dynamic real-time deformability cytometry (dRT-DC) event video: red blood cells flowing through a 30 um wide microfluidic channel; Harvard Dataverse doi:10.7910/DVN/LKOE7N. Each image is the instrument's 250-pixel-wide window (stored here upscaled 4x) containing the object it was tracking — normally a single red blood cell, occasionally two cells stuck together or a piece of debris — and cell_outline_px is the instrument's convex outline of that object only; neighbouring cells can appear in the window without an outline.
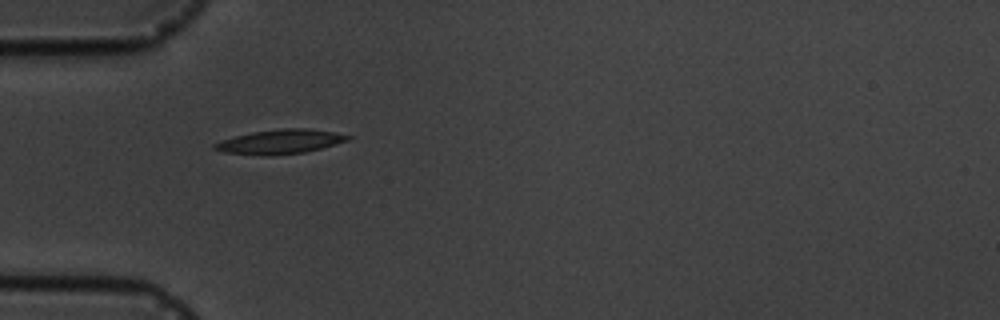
{"species": "common noctule bat (a hibernating species)", "species_latin": "Nyctalus noctula", "temperature_condition": "cold", "stored_images_in_passage": 11, "camera_frame_rate_fps": 3000, "um_per_image_px": 0.085, "animal": {"sex": "male", "body_mass_g": 19.5, "forearm_length_mm": 54.6}, "frame": {"image": 1, "passage_image": 1, "time_ms": 0.0, "image_size_px": [1000, 320], "cell_outline_px": [[352, 136], [348, 140], [336, 144], [304, 152], [224, 152], [212, 148], [212, 144], [220, 140], [252, 132], [280, 128], [308, 128], [336, 132]], "centroid_in_image_um": [23.88, 11.97], "position_along_channel_um": 61.1, "area_um2": 17.74}}
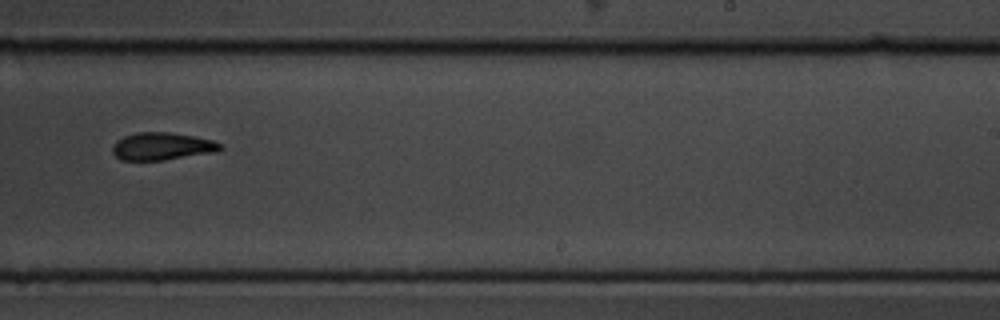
{"frame": {"image": 2, "passage_image": 6, "time_ms": 6.0, "image_size_px": [1000, 320], "cell_outline_px": [[224, 148], [216, 152], [164, 160], [120, 160], [112, 152], [112, 144], [116, 140], [124, 136], [136, 132], [168, 132], [192, 136], [212, 140], [220, 144]], "centroid_in_image_um": [13.74, 12.44], "position_along_channel_um": 275.3, "area_um2": 17.34}}
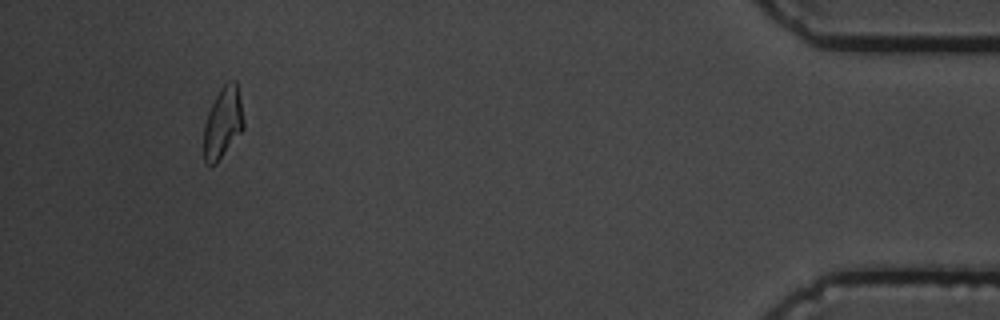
{"frame": {"image": 3, "passage_image": 11, "time_ms": 11.667, "image_size_px": [1000, 320], "cell_outline_px": [[244, 128], [216, 164], [208, 164], [204, 160], [204, 124], [208, 112], [220, 88], [228, 80], [236, 80], [244, 120]], "centroid_in_image_um": [18.95, 10.42], "position_along_channel_um": 416.3, "area_um2": 16.36}, "authors_computed_cell_mechanics": {"area_um2": 17.4556, "velocity_mm_per_s": 3.633, "shape_relaxation_time_tau1_ms": 3.2007, "shape_relaxation_time_tau2_ms": 4.3426, "deformation_change_tau1": 0.1202, "deformation_change_tau2": 0.094}}